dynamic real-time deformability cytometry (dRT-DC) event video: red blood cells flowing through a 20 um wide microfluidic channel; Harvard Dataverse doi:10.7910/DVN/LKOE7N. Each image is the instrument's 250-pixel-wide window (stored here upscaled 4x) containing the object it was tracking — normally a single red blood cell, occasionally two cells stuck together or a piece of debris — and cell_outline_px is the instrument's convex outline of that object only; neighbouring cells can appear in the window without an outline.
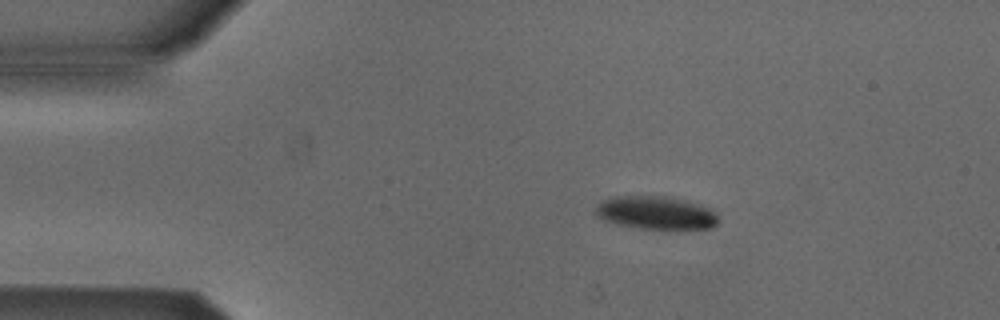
{"species": "Egyptian fruit bat (a non-hibernating species)", "species_latin": "Rousettus aegyptiacus", "temperature_condition": "cold", "stored_images_in_passage": 6, "camera_frame_rate_fps": 3000, "um_per_image_px": 0.085, "animal": {"sex": "male"}, "frame": {"image": 1, "passage_image": 3, "time_ms": 0.667, "image_size_px": [1000, 320], "cell_outline_px": [[716, 224], [712, 228], [640, 228], [616, 224], [604, 220], [596, 216], [596, 208], [604, 200], [620, 196], [664, 196], [684, 200], [712, 208], [716, 212]], "centroid_in_image_um": [55.76, 18.08], "position_along_channel_um": 29.2, "area_um2": 23.24}}
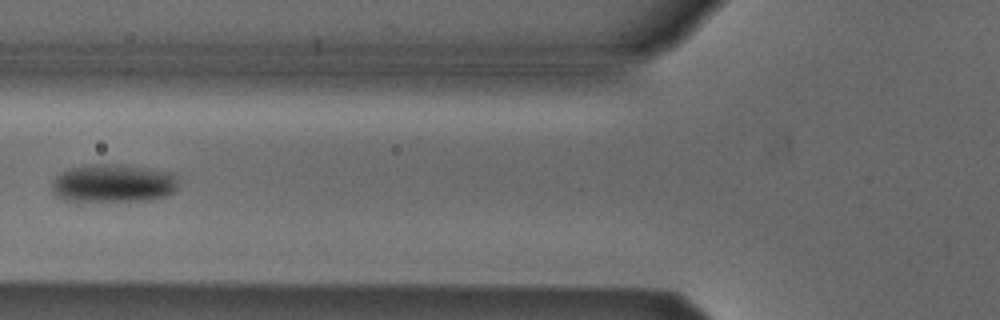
{"frame": {"image": 2, "passage_image": 6, "time_ms": 1.667, "image_size_px": [1000, 320], "cell_outline_px": [[176, 188], [168, 196], [152, 200], [64, 200], [56, 196], [52, 192], [52, 180], [56, 176], [68, 168], [96, 164], [108, 164], [148, 168], [172, 172], [176, 180]], "centroid_in_image_um": [9.61, 15.58], "position_along_channel_um": 116.2, "area_um2": 27.8}}